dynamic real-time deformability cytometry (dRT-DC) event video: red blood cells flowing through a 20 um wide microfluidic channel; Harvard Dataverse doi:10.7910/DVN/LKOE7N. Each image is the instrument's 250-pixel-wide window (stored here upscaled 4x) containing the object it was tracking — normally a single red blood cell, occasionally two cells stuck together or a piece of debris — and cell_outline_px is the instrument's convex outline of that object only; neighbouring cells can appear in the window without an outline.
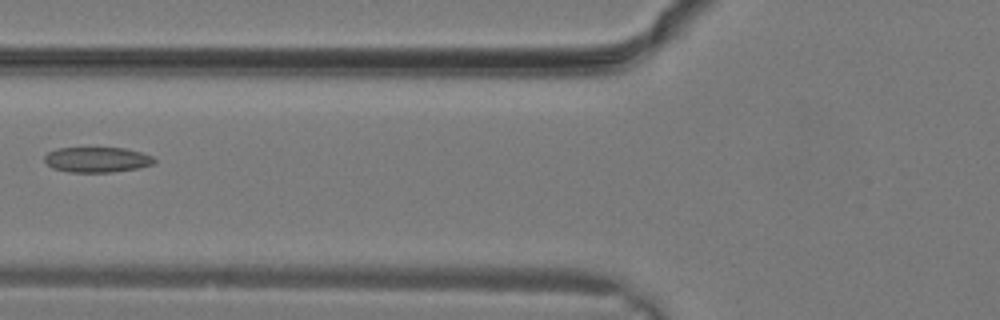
{"species": "common noctule bat (a hibernating species)", "species_latin": "Nyctalus noctula", "temperature_condition": "warm", "stored_images_in_passage": 6, "camera_frame_rate_fps": 3000, "um_per_image_px": 0.085, "animal": {"sex": "male", "body_mass_g": 19.2, "forearm_length_mm": 51.8}, "frame": {"image": 1, "passage_image": 5, "time_ms": 1.333, "image_size_px": [1000, 320], "cell_outline_px": [[156, 160], [152, 164], [140, 168], [112, 172], [68, 172], [52, 168], [44, 160], [44, 156], [48, 152], [60, 148], [124, 148], [140, 152], [152, 156]], "centroid_in_image_um": [8.25, 13.58], "position_along_channel_um": 117.6, "area_um2": 16.13}}